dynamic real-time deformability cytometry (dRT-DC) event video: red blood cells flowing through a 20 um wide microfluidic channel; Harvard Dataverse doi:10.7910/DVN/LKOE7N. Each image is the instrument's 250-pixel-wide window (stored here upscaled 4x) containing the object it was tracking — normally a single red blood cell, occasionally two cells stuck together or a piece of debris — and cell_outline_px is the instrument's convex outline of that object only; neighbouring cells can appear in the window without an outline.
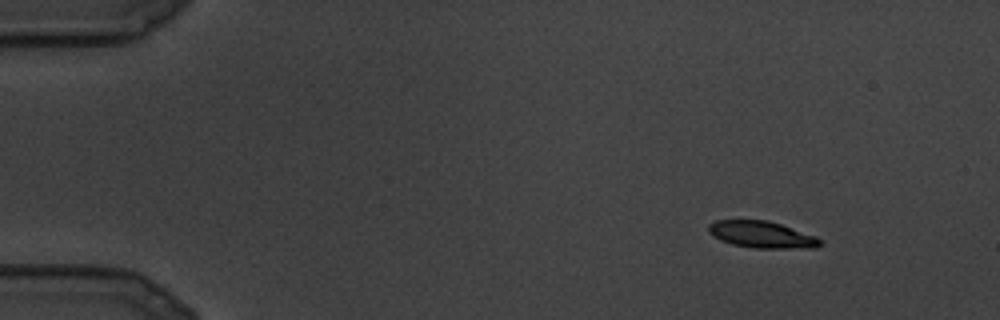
{"species": "common noctule bat (a hibernating species)", "species_latin": "Nyctalus noctula", "temperature_condition": "cold", "stored_images_in_passage": 9, "camera_frame_rate_fps": 3000, "um_per_image_px": 0.085, "animal": {"sex": "male", "body_mass_g": 19.5, "forearm_length_mm": 54.6}, "frame": {"image": 1, "passage_image": 2, "time_ms": 0.333, "image_size_px": [1000, 320], "cell_outline_px": [[824, 244], [816, 248], [756, 248], [732, 244], [720, 240], [712, 236], [708, 232], [708, 224], [716, 220], [768, 220], [816, 236], [824, 240]], "centroid_in_image_um": [64.78, 19.94], "position_along_channel_um": 20.2, "area_um2": 17.57}}
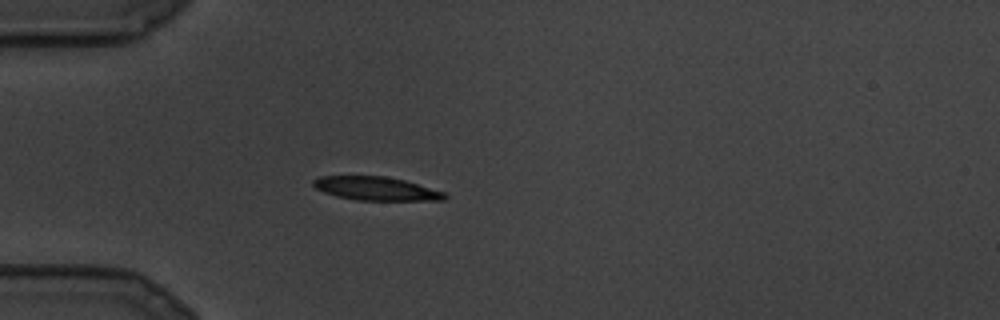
{"frame": {"image": 2, "passage_image": 7, "time_ms": 2.0, "image_size_px": [1000, 320], "cell_outline_px": [[448, 196], [444, 200], [356, 200], [336, 196], [324, 192], [316, 188], [312, 184], [312, 180], [320, 176], [388, 176], [404, 180], [444, 192]], "centroid_in_image_um": [31.95, 16.02], "position_along_channel_um": 53.1, "area_um2": 17.98}}